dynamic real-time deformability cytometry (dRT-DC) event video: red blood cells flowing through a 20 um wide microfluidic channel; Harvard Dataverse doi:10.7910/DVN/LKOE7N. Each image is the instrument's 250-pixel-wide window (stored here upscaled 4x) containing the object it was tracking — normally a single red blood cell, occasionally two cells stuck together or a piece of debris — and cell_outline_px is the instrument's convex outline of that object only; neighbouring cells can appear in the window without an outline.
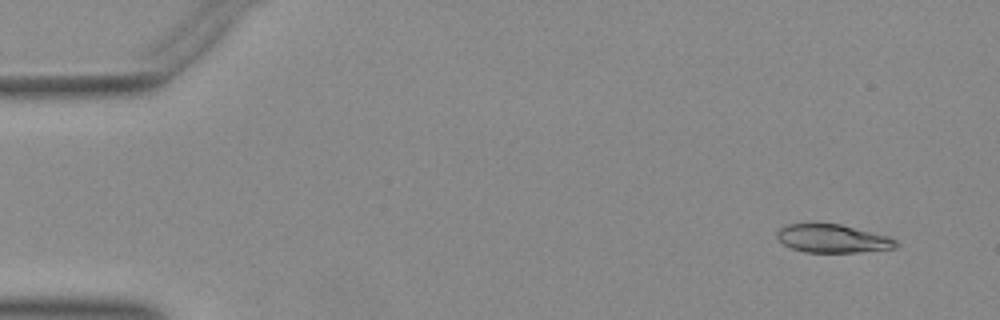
{"species": "Egyptian fruit bat (a non-hibernating species)", "species_latin": "Rousettus aegyptiacus", "temperature_condition": "warm", "stored_images_in_passage": 52, "camera_frame_rate_fps": 3000, "um_per_image_px": 0.085, "animal": {"sex": "female"}, "frame": {"image": 1, "passage_image": 4, "time_ms": 1.0, "image_size_px": [1000, 320], "cell_outline_px": [[900, 244], [896, 248], [856, 252], [804, 252], [792, 248], [784, 244], [776, 236], [776, 232], [784, 224], [840, 224], [888, 236], [896, 240]], "centroid_in_image_um": [70.78, 20.28], "position_along_channel_um": 14.2, "area_um2": 19.48}}
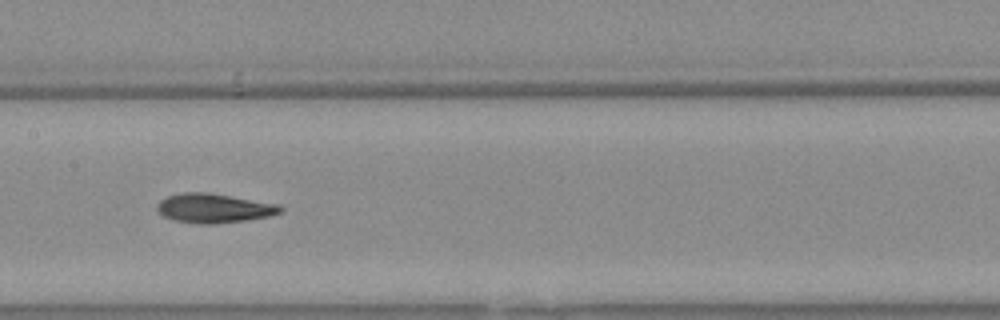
{"frame": {"image": 2, "passage_image": 26, "time_ms": 8.333, "image_size_px": [1000, 320], "cell_outline_px": [[284, 208], [280, 212], [268, 216], [244, 220], [216, 224], [200, 224], [172, 220], [164, 216], [156, 208], [156, 204], [160, 200], [168, 196], [180, 192], [208, 192], [280, 204]], "centroid_in_image_um": [18.16, 17.69], "position_along_channel_um": 189.2, "area_um2": 21.1}}
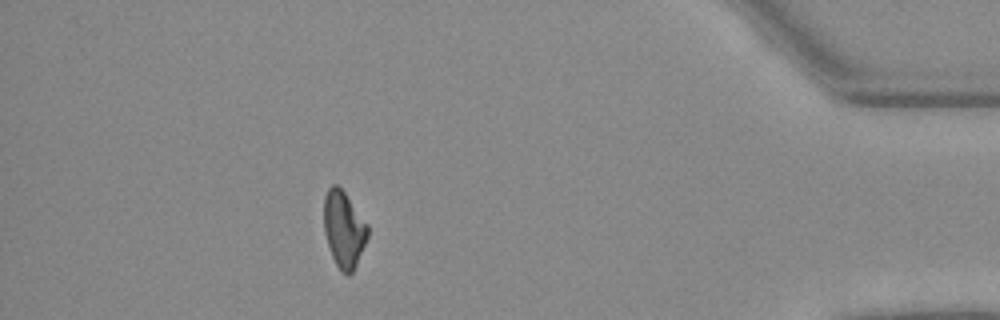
{"frame": {"image": 3, "passage_image": 46, "time_ms": 15.0, "image_size_px": [1000, 320], "cell_outline_px": [[368, 236], [356, 264], [352, 272], [348, 276], [336, 264], [332, 256], [324, 232], [324, 196], [328, 188], [332, 184], [336, 184], [344, 192], [368, 224]], "centroid_in_image_um": [29.22, 19.46], "position_along_channel_um": 406.0, "area_um2": 19.19}}